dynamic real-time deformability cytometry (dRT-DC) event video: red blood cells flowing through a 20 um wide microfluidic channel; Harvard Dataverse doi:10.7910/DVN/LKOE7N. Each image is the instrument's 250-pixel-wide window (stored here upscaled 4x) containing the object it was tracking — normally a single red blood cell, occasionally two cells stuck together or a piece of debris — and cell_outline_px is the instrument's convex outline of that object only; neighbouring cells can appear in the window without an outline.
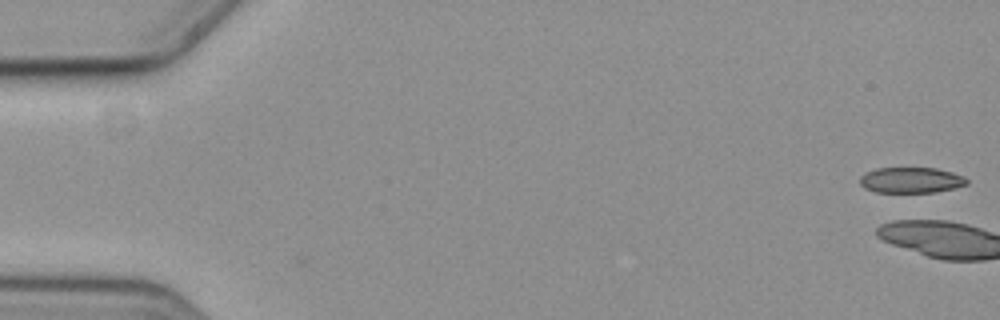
{"species": "common noctule bat (a hibernating species)", "species_latin": "Nyctalus noctula", "temperature_condition": "cold", "stored_images_in_passage": 4, "camera_frame_rate_fps": 3000, "um_per_image_px": 0.085, "animal": {"sex": "female", "body_mass_g": 19.3, "forearm_length_mm": 54.1}, "frame": {"image": 1, "passage_image": 1, "time_ms": 0.0, "image_size_px": [1000, 320], "cell_outline_px": [[968, 184], [952, 188], [932, 192], [876, 192], [864, 188], [860, 184], [860, 176], [876, 168], [936, 168], [952, 172], [964, 176], [968, 180]], "centroid_in_image_um": [77.43, 15.3], "position_along_channel_um": 7.6, "area_um2": 15.9}}